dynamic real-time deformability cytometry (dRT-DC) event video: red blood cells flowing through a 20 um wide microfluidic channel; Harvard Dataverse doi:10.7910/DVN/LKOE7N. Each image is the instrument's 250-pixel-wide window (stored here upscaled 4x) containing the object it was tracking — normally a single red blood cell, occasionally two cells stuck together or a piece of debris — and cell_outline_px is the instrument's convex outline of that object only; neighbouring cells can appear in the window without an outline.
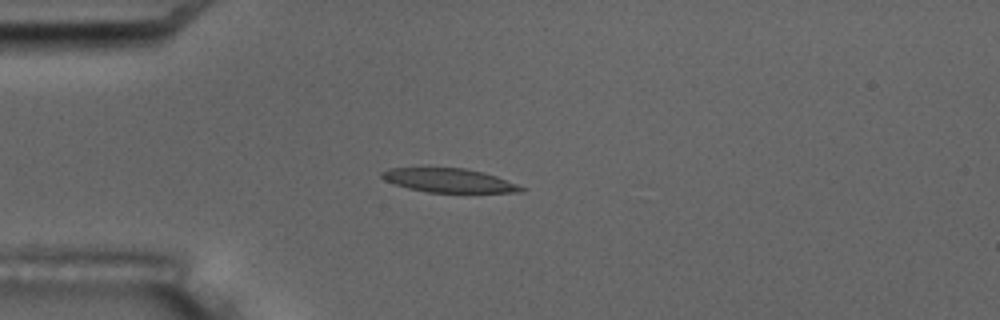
{"species": "common noctule bat (a hibernating species)", "species_latin": "Nyctalus noctula", "temperature_condition": "room temperature", "stored_images_in_passage": 9, "camera_frame_rate_fps": 3000, "um_per_image_px": 0.085, "animal": {"sex": "male", "body_mass_g": 17.5, "forearm_length_mm": 52.3}, "frame": {"image": 1, "passage_image": 4, "time_ms": 3.667, "image_size_px": [1000, 320], "cell_outline_px": [[528, 188], [524, 192], [428, 192], [408, 188], [384, 180], [380, 176], [380, 172], [388, 168], [464, 168], [484, 172], [496, 176]], "centroid_in_image_um": [38.18, 15.33], "position_along_channel_um": 46.8, "area_um2": 19.36}}
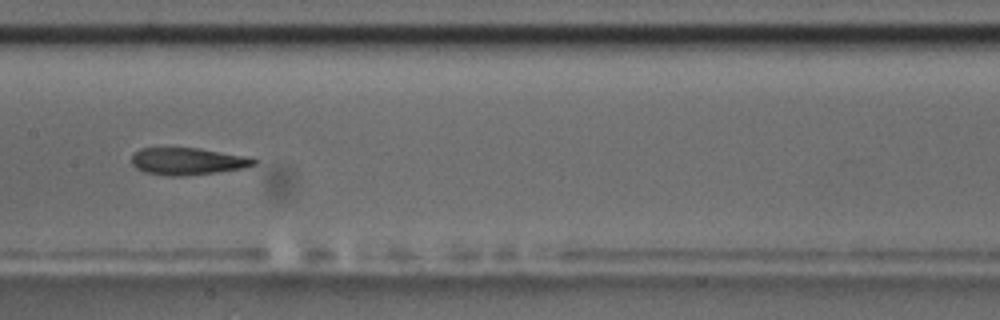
{"frame": {"image": 2, "passage_image": 8, "time_ms": 8.333, "image_size_px": [1000, 320], "cell_outline_px": [[256, 164], [244, 168], [184, 176], [164, 176], [144, 172], [136, 168], [132, 164], [132, 156], [140, 148], [200, 148], [248, 156], [256, 160]], "centroid_in_image_um": [15.94, 13.71], "position_along_channel_um": 191.5, "area_um2": 19.36}}
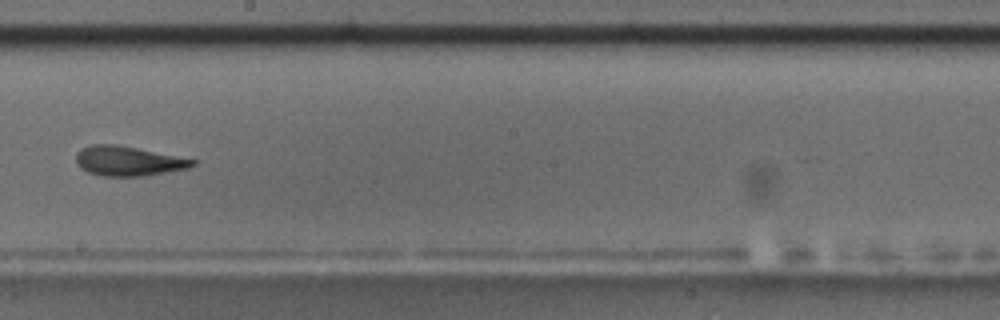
{"frame": {"image": 3, "passage_image": 9, "time_ms": 9.667, "image_size_px": [1000, 320], "cell_outline_px": [[196, 164], [188, 168], [144, 176], [104, 176], [88, 172], [80, 168], [76, 164], [76, 152], [80, 148], [88, 144], [112, 144], [136, 148], [196, 160]], "centroid_in_image_um": [10.83, 13.68], "position_along_channel_um": 237.4, "area_um2": 20.06}}